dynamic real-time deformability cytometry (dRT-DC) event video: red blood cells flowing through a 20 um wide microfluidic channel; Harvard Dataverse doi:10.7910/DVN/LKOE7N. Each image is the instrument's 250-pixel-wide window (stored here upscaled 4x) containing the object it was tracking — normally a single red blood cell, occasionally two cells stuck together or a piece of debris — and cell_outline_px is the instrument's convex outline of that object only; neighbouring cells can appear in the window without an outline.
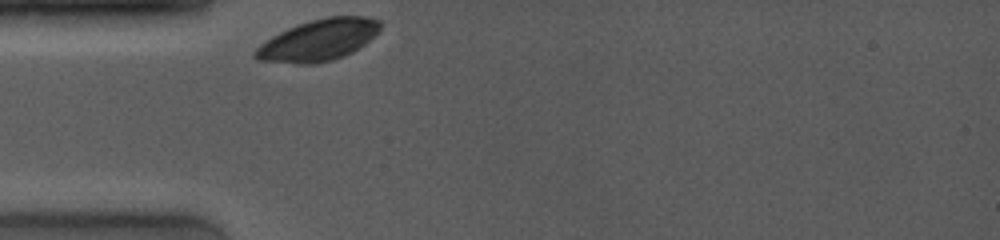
{"species": "common noctule bat (a hibernating species)", "species_latin": "Nyctalus noctula", "temperature_condition": "room temperature", "stored_images_in_passage": 1, "camera_frame_rate_fps": 4000, "um_per_image_px": 0.085, "animal": {"sex": "female", "body_mass_g": 19.0, "forearm_length_mm": 53.3}, "frame": {"image": 1, "passage_image": 1, "time_ms": 0.0, "image_size_px": [1000, 240], "cell_outline_px": [[380, 28], [364, 44], [352, 52], [344, 56], [332, 60], [312, 64], [296, 64], [260, 60], [252, 56], [252, 52], [260, 44], [272, 36], [288, 28], [312, 20], [328, 16], [364, 16], [380, 20]], "centroid_in_image_um": [27.04, 3.42], "position_along_channel_um": 58.0, "area_um2": 29.88}}